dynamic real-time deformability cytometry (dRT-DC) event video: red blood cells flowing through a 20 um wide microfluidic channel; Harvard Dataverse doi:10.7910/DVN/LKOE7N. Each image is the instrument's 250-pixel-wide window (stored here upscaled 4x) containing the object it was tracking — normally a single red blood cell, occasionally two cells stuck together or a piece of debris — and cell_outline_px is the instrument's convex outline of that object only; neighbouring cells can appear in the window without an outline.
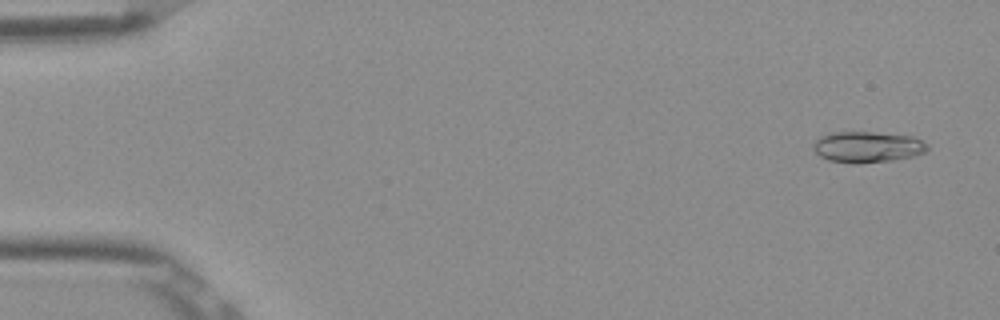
{"species": "Egyptian fruit bat (a non-hibernating species)", "species_latin": "Rousettus aegyptiacus", "temperature_condition": "room temperature", "stored_images_in_passage": 52, "camera_frame_rate_fps": 3000, "um_per_image_px": 0.085, "frame": {"image": 1, "passage_image": 3, "time_ms": 0.667, "image_size_px": [1000, 320], "cell_outline_px": [[928, 152], [912, 156], [892, 160], [856, 164], [852, 164], [828, 160], [820, 156], [812, 148], [812, 144], [820, 136], [828, 132], [872, 132], [912, 136], [928, 144]], "centroid_in_image_um": [73.71, 12.49], "position_along_channel_um": 11.3, "area_um2": 20.81}}
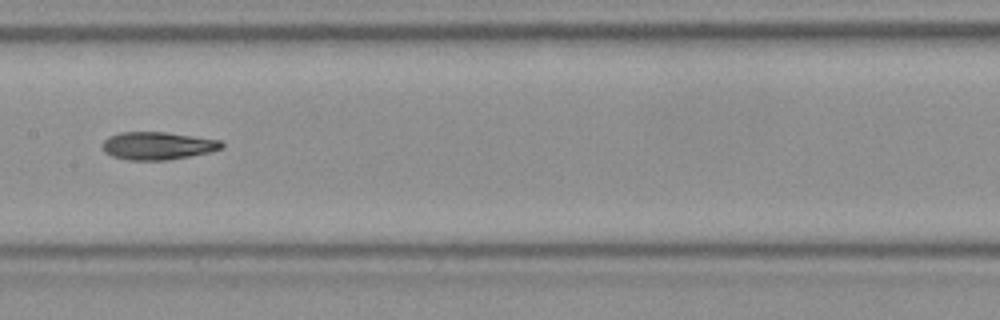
{"frame": {"image": 2, "passage_image": 27, "time_ms": 8.667, "image_size_px": [1000, 320], "cell_outline_px": [[224, 148], [212, 152], [164, 160], [128, 160], [112, 156], [104, 152], [100, 144], [108, 136], [120, 132], [164, 132], [220, 140], [224, 144]], "centroid_in_image_um": [13.37, 12.39], "position_along_channel_um": 194.0, "area_um2": 19.36}}
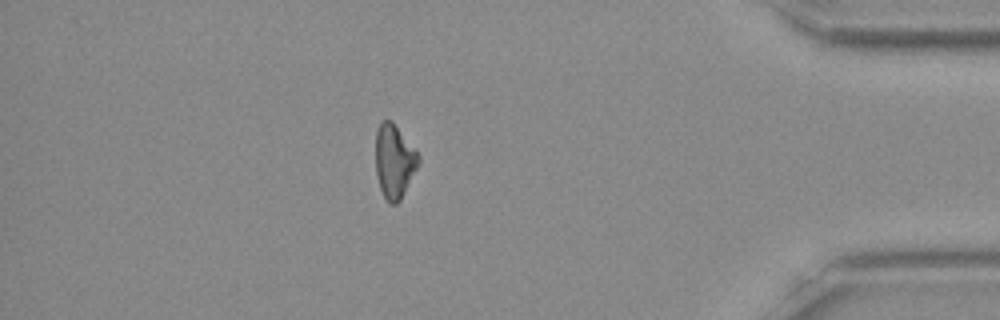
{"frame": {"image": 3, "passage_image": 46, "time_ms": 15.0, "image_size_px": [1000, 320], "cell_outline_px": [[420, 160], [400, 200], [396, 204], [388, 204], [380, 188], [376, 172], [376, 128], [380, 120], [392, 120], [420, 156]], "centroid_in_image_um": [33.49, 13.67], "position_along_channel_um": 401.7, "area_um2": 18.26}, "authors_computed_cell_mechanics": {"area_um2": 19.3341, "velocity_mm_per_s": 3.9091, "shape_relaxation_time_tau1_ms": null, "shape_relaxation_time_tau2_ms": 7.2106, "deformation_change_tau1": null, "deformation_change_tau2": 0.156}}